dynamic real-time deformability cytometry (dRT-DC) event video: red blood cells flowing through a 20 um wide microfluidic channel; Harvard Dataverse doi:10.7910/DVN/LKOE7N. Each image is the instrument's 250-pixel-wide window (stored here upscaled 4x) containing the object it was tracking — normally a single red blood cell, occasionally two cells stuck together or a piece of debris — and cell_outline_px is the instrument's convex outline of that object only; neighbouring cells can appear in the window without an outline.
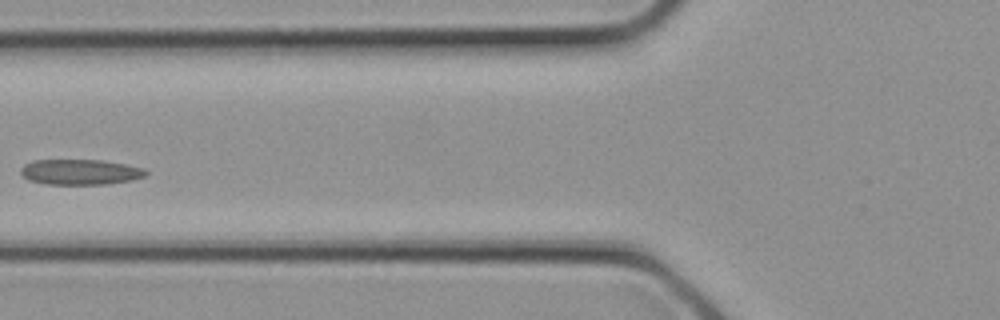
{"species": "common noctule bat (a hibernating species)", "species_latin": "Nyctalus noctula", "temperature_condition": "cold", "stored_images_in_passage": 29, "camera_frame_rate_fps": 3000, "um_per_image_px": 0.085, "animal": {"sex": "female", "body_mass_g": 21.9}, "frame": {"image": 1, "passage_image": 11, "time_ms": 3.333, "image_size_px": [1000, 320], "cell_outline_px": [[148, 172], [144, 176], [132, 180], [104, 184], [48, 184], [28, 180], [20, 172], [20, 168], [24, 164], [32, 160], [104, 160], [144, 168]], "centroid_in_image_um": [6.8, 14.61], "position_along_channel_um": 119.0, "area_um2": 18.5}}
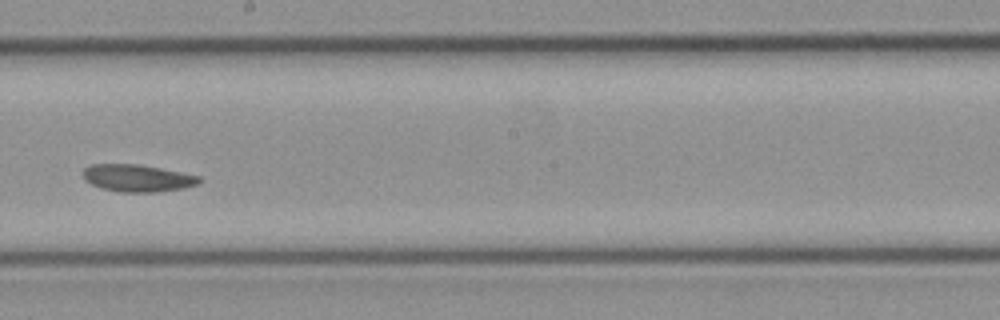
{"frame": {"image": 2, "passage_image": 16, "time_ms": 5.0, "image_size_px": [1000, 320], "cell_outline_px": [[200, 184], [184, 188], [156, 192], [120, 192], [100, 188], [84, 180], [84, 168], [92, 164], [140, 164], [200, 176]], "centroid_in_image_um": [11.69, 15.14], "position_along_channel_um": 236.5, "area_um2": 18.44}}
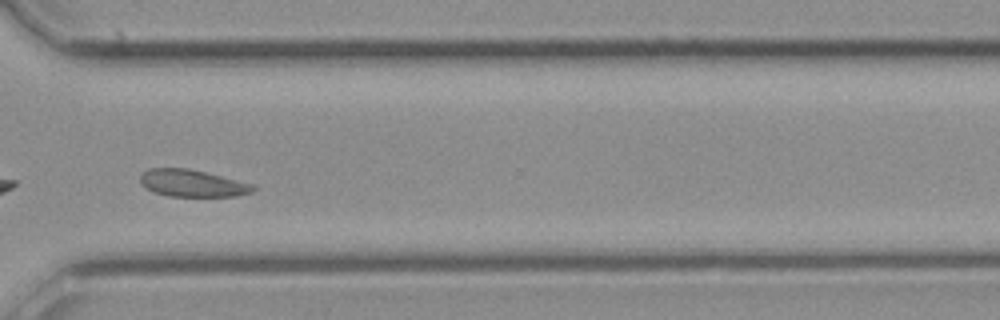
{"frame": {"image": 3, "passage_image": 21, "time_ms": 6.667, "image_size_px": [1000, 320], "cell_outline_px": [[256, 188], [252, 192], [236, 196], [168, 196], [144, 188], [140, 184], [140, 176], [148, 168], [188, 168], [256, 184]], "centroid_in_image_um": [16.36, 15.57], "position_along_channel_um": 354.2, "area_um2": 17.92}}